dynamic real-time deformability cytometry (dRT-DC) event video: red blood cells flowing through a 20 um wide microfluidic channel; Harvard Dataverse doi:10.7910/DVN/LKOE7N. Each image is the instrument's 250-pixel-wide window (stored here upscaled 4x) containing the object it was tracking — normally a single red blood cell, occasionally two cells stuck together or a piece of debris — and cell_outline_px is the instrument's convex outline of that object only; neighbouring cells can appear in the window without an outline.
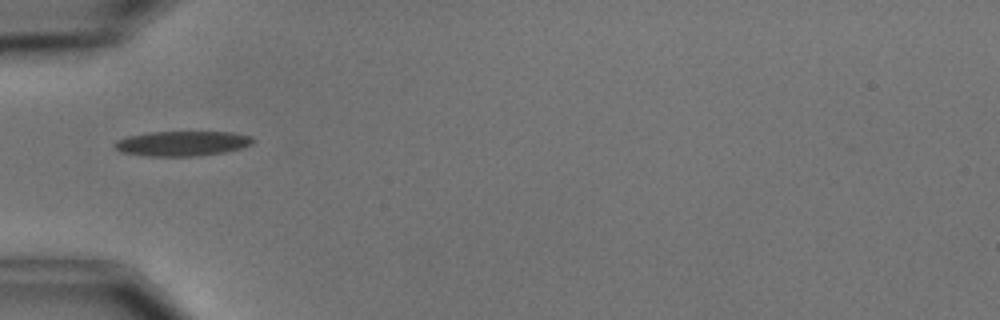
{"species": "common noctule bat (a hibernating species)", "species_latin": "Nyctalus noctula", "temperature_condition": "cold", "stored_images_in_passage": 1, "camera_frame_rate_fps": 3000, "um_per_image_px": 0.085, "animal": {"sex": "male", "body_mass_g": 15.6}, "frame": {"image": 1, "passage_image": 1, "time_ms": 0.0, "image_size_px": [1000, 320], "cell_outline_px": [[256, 140], [252, 144], [240, 148], [224, 152], [196, 156], [144, 156], [120, 152], [112, 144], [116, 140], [128, 136], [148, 132], [232, 132], [252, 136]], "centroid_in_image_um": [15.47, 12.19], "position_along_channel_um": 69.5, "area_um2": 20.23}}